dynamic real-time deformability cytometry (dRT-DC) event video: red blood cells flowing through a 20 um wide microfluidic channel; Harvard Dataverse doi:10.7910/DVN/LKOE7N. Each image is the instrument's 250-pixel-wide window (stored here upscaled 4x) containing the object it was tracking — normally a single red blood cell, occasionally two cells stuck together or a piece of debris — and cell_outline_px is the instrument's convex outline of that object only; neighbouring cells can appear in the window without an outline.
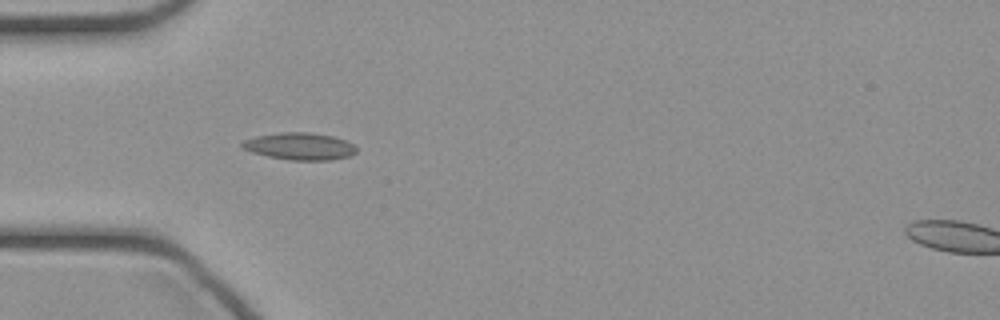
{"species": "common noctule bat (a hibernating species)", "species_latin": "Nyctalus noctula", "temperature_condition": "cold", "stored_images_in_passage": 13, "camera_frame_rate_fps": 3000, "um_per_image_px": 0.085, "animal": {"sex": "female", "body_mass_g": 21.9}, "frame": {"image": 1, "passage_image": 4, "time_ms": 1.0, "image_size_px": [1000, 320], "cell_outline_px": [[356, 152], [352, 156], [332, 160], [288, 160], [268, 156], [252, 152], [244, 148], [240, 144], [244, 140], [256, 136], [280, 132], [308, 132], [332, 136], [344, 140], [352, 144], [356, 148]], "centroid_in_image_um": [25.49, 12.44], "position_along_channel_um": 59.5, "area_um2": 18.03}}
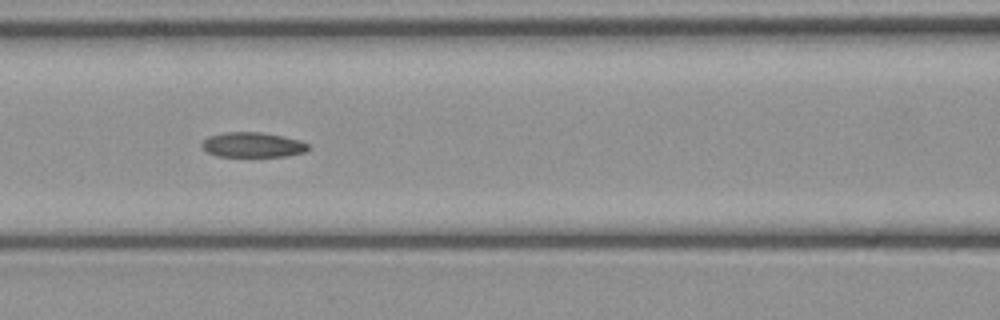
{"frame": {"image": 2, "passage_image": 10, "time_ms": 3.0, "image_size_px": [1000, 320], "cell_outline_px": [[312, 148], [304, 152], [288, 156], [216, 156], [208, 152], [200, 144], [208, 136], [224, 132], [260, 132], [284, 136], [300, 140], [308, 144]], "centroid_in_image_um": [21.51, 12.3], "position_along_channel_um": 145.1, "area_um2": 15.55}}